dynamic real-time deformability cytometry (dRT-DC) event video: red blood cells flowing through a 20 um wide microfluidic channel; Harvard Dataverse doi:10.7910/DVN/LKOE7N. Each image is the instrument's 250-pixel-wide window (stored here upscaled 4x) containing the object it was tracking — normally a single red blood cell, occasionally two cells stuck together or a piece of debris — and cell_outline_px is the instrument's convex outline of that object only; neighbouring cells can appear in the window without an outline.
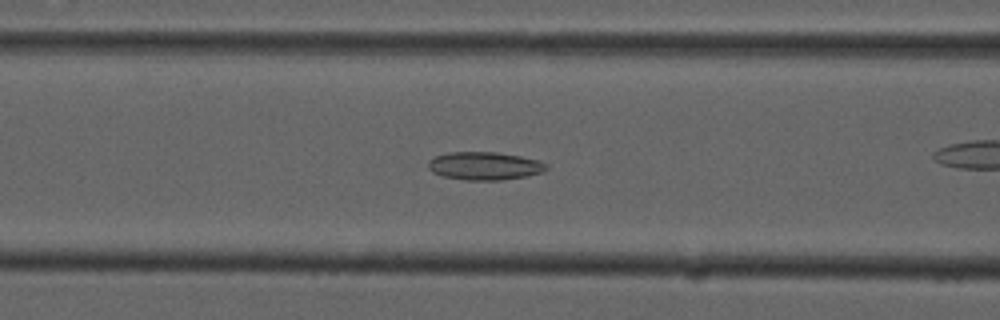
{"species": "common noctule bat (a hibernating species)", "species_latin": "Nyctalus noctula", "temperature_condition": "cold", "stored_images_in_passage": 40, "camera_frame_rate_fps": 3000, "um_per_image_px": 0.085, "animal": {"sex": "male", "forearm_length_mm": 52.5}, "frame": {"image": 1, "passage_image": 9, "time_ms": 2.667, "image_size_px": [1000, 320], "cell_outline_px": [[548, 168], [544, 172], [528, 176], [500, 180], [464, 180], [444, 176], [432, 172], [428, 168], [428, 160], [436, 156], [448, 152], [496, 152], [520, 156], [536, 160], [548, 164]], "centroid_in_image_um": [41.19, 14.1], "position_along_channel_um": 125.4, "area_um2": 19.36}}
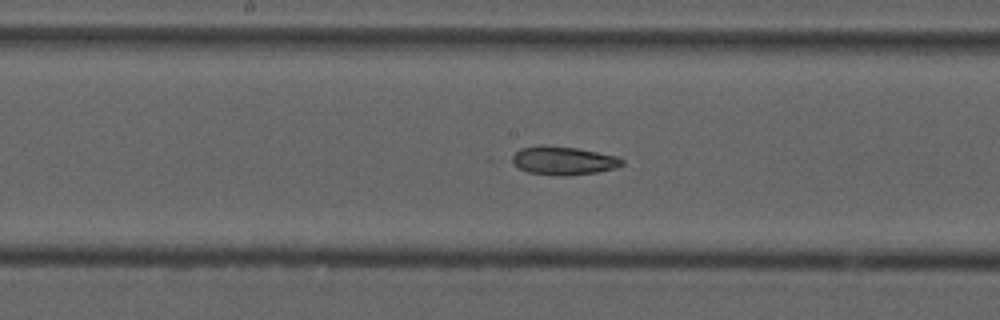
{"frame": {"image": 2, "passage_image": 15, "time_ms": 4.667, "image_size_px": [1000, 320], "cell_outline_px": [[624, 164], [616, 168], [596, 172], [568, 176], [560, 176], [528, 172], [512, 164], [512, 156], [520, 148], [540, 144], [544, 144], [576, 148], [616, 156], [624, 160]], "centroid_in_image_um": [47.86, 13.64], "position_along_channel_um": 200.3, "area_um2": 18.32}}
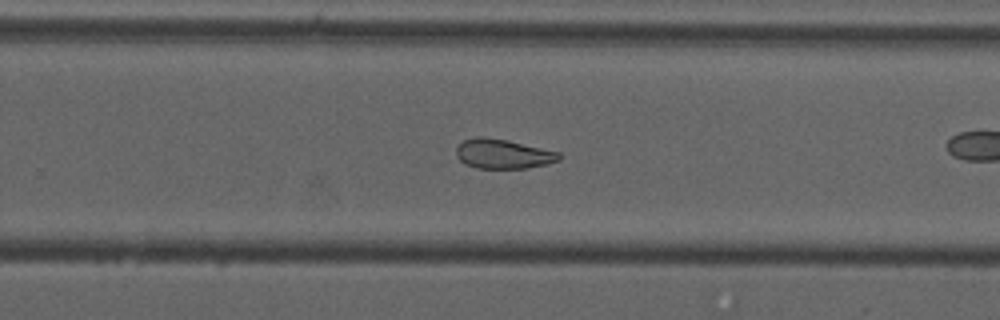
{"frame": {"image": 3, "passage_image": 22, "time_ms": 7.0, "image_size_px": [1000, 320], "cell_outline_px": [[560, 160], [548, 164], [528, 168], [476, 168], [464, 164], [456, 156], [456, 148], [464, 140], [476, 136], [484, 136], [508, 140], [560, 152]], "centroid_in_image_um": [42.75, 13.08], "position_along_channel_um": 287.0, "area_um2": 17.86}, "authors_computed_cell_mechanics": {"area_um2": 18.3226, "velocity_mm_per_s": 3.7337, "shape_relaxation_time_tau1_ms": null, "shape_relaxation_time_tau2_ms": 3.7885, "deformation_change_tau1": null, "deformation_change_tau2": 0.1023}}